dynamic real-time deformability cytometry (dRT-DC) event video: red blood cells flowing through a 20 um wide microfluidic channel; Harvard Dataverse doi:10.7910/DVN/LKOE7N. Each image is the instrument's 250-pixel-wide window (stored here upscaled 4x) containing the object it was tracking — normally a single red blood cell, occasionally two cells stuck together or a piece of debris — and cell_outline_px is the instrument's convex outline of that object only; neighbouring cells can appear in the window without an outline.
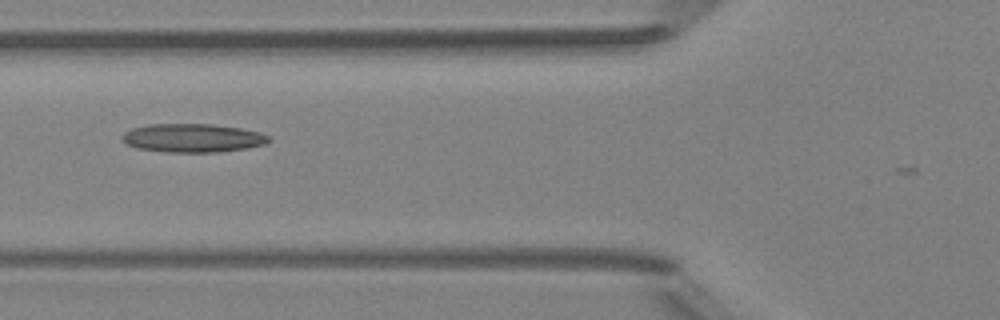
{"species": "Egyptian fruit bat (a non-hibernating species)", "species_latin": "Rousettus aegyptiacus", "temperature_condition": "room temperature", "stored_images_in_passage": 3, "camera_frame_rate_fps": 3000, "um_per_image_px": 0.085, "animal": {"sex": "female"}, "frame": {"image": 1, "passage_image": 3, "time_ms": 2.0, "image_size_px": [1000, 320], "cell_outline_px": [[272, 140], [264, 144], [248, 148], [216, 152], [164, 152], [136, 148], [128, 144], [120, 136], [124, 132], [132, 128], [148, 124], [212, 124], [240, 128], [260, 132], [268, 136]], "centroid_in_image_um": [16.37, 11.73], "position_along_channel_um": 109.4, "area_um2": 24.45}}